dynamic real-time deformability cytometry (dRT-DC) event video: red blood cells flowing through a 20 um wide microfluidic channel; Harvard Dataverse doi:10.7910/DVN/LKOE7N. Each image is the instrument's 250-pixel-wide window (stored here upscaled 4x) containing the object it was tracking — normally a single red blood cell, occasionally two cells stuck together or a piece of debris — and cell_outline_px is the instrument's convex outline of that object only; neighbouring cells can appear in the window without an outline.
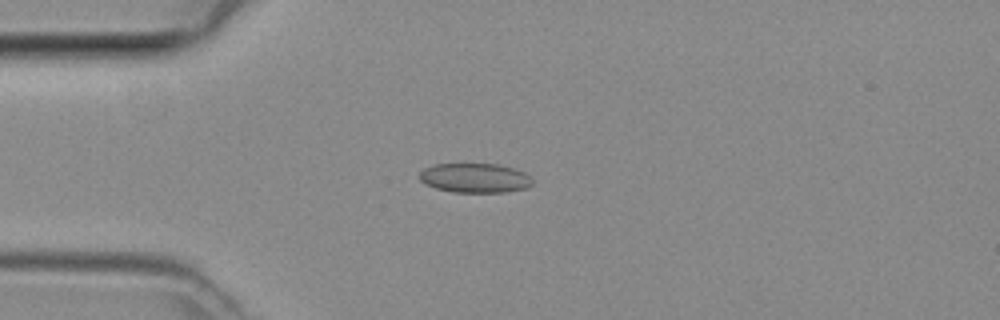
{"species": "common noctule bat (a hibernating species)", "species_latin": "Nyctalus noctula", "temperature_condition": "room temperature", "stored_images_in_passage": 3, "camera_frame_rate_fps": 3000, "um_per_image_px": 0.085, "animal": {"sex": "female", "body_mass_g": 29.2, "forearm_length_mm": 56.3}, "frame": {"image": 1, "passage_image": 3, "time_ms": 0.667, "image_size_px": [1000, 320], "cell_outline_px": [[532, 184], [524, 188], [504, 192], [452, 192], [436, 188], [424, 184], [420, 180], [420, 172], [424, 168], [432, 164], [500, 164], [524, 172], [532, 180]], "centroid_in_image_um": [40.32, 15.12], "position_along_channel_um": 44.7, "area_um2": 19.31}}